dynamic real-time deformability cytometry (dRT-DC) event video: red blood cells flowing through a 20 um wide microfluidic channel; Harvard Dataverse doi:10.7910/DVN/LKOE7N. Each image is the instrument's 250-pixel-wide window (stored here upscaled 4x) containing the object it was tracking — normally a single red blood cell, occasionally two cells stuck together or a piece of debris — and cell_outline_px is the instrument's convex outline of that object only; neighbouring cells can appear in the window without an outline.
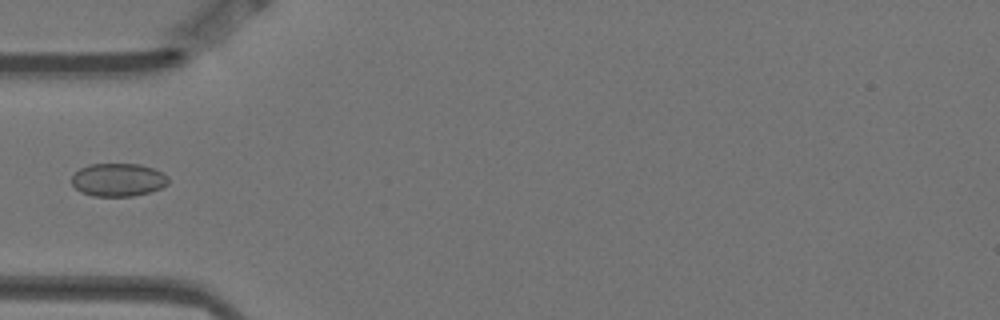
{"species": "Egyptian fruit bat (a non-hibernating species)", "species_latin": "Rousettus aegyptiacus", "temperature_condition": "warm", "stored_images_in_passage": 5, "camera_frame_rate_fps": 3000, "um_per_image_px": 0.085, "animal": {"sex": "female"}, "frame": {"image": 1, "passage_image": 5, "time_ms": 1.333, "image_size_px": [1000, 320], "cell_outline_px": [[168, 184], [160, 188], [148, 192], [132, 196], [92, 196], [80, 192], [72, 184], [72, 176], [80, 168], [88, 164], [140, 164], [152, 168], [168, 176]], "centroid_in_image_um": [10.02, 15.28], "position_along_channel_um": 75.0, "area_um2": 18.55}}